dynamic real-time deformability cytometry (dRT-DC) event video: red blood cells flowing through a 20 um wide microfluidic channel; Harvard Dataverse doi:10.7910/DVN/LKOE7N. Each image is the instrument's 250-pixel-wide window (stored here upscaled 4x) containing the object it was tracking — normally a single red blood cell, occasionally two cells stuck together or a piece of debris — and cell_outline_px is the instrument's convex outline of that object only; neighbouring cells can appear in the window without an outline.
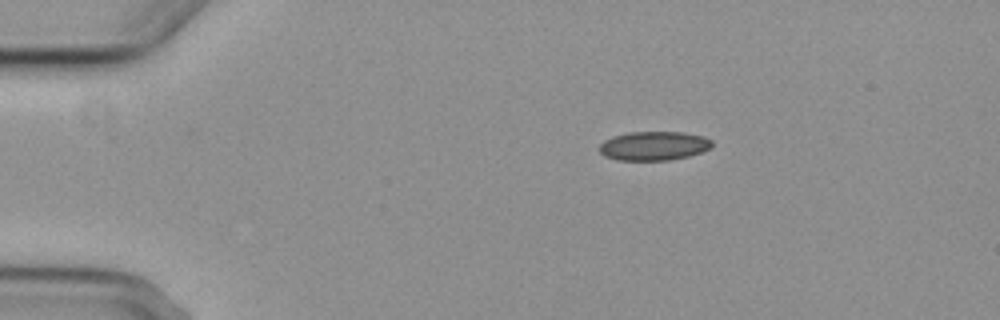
{"species": "common noctule bat (a hibernating species)", "species_latin": "Nyctalus noctula", "temperature_condition": "cold", "stored_images_in_passage": 7, "camera_frame_rate_fps": 3000, "um_per_image_px": 0.085, "animal": {"sex": "female", "body_mass_g": 29.2, "forearm_length_mm": 56.3}, "frame": {"image": 1, "passage_image": 1, "time_ms": 0.0, "image_size_px": [1000, 320], "cell_outline_px": [[712, 148], [688, 156], [668, 160], [616, 160], [604, 156], [600, 152], [600, 144], [604, 140], [612, 136], [628, 132], [684, 132], [704, 136], [712, 140]], "centroid_in_image_um": [55.57, 12.39], "position_along_channel_um": 29.4, "area_um2": 19.13}}
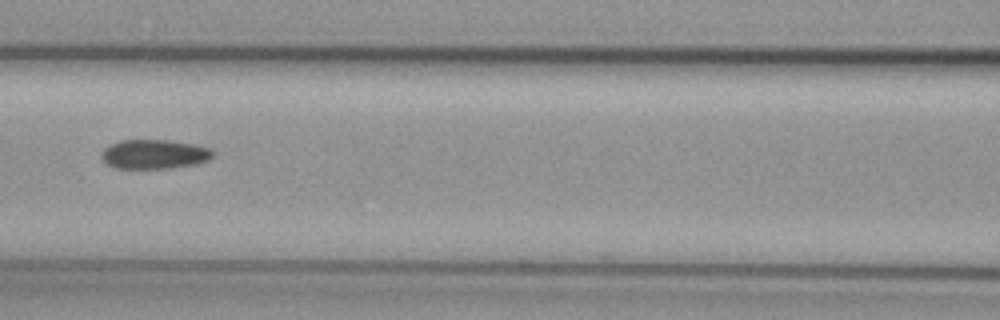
{"frame": {"image": 2, "passage_image": 5, "time_ms": 5.0, "image_size_px": [1000, 320], "cell_outline_px": [[212, 156], [208, 160], [196, 164], [168, 168], [116, 168], [108, 164], [100, 156], [100, 152], [108, 144], [120, 140], [168, 140], [196, 144], [208, 148], [212, 152]], "centroid_in_image_um": [13.07, 13.09], "position_along_channel_um": 153.5, "area_um2": 19.02}}
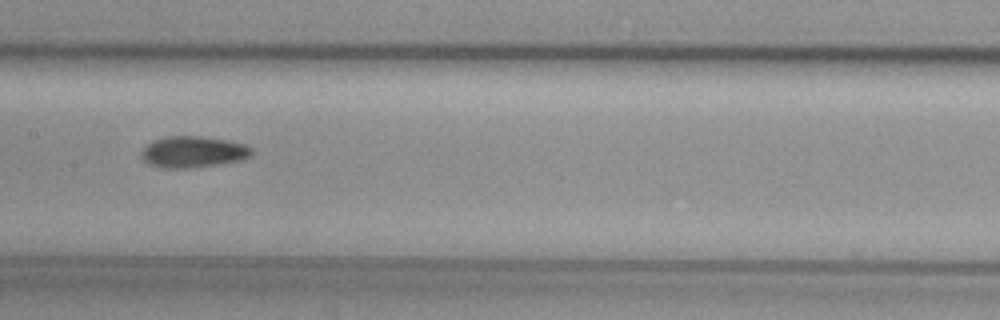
{"frame": {"image": 3, "passage_image": 6, "time_ms": 6.0, "image_size_px": [1000, 320], "cell_outline_px": [[252, 156], [244, 160], [220, 164], [188, 168], [160, 168], [148, 164], [140, 156], [140, 152], [148, 144], [156, 140], [168, 136], [200, 136], [228, 140], [244, 144], [252, 148]], "centroid_in_image_um": [16.44, 12.92], "position_along_channel_um": 191.0, "area_um2": 20.29}}